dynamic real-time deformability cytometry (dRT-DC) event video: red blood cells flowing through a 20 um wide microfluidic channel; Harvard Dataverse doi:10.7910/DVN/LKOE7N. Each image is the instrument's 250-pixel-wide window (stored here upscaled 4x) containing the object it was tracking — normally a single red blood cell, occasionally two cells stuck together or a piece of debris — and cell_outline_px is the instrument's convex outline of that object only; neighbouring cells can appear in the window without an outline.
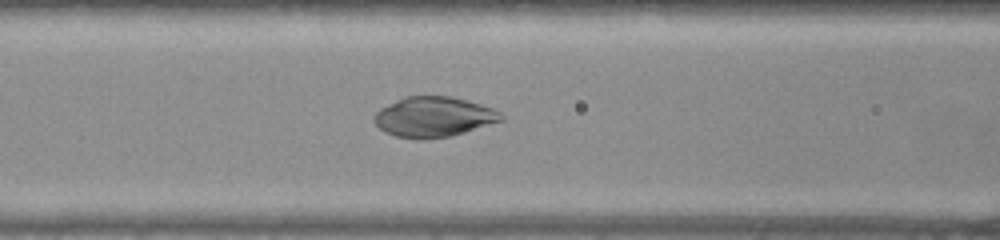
{"species": "common noctule bat (a hibernating species)", "species_latin": "Nyctalus noctula", "temperature_condition": "warm", "stored_images_in_passage": 52, "camera_frame_rate_fps": 3000, "um_per_image_px": 0.085, "animal": {"sex": "female", "body_mass_g": 22.0, "forearm_length_mm": 56.7}, "frame": {"image": 1, "passage_image": 21, "time_ms": 6.667, "image_size_px": [1000, 240], "cell_outline_px": [[504, 120], [464, 132], [448, 136], [420, 140], [416, 140], [396, 136], [384, 132], [372, 120], [372, 116], [380, 108], [408, 96], [448, 96], [480, 104], [492, 108], [500, 112], [504, 116]], "centroid_in_image_um": [36.84, 9.95], "position_along_channel_um": 129.8, "area_um2": 29.54}}
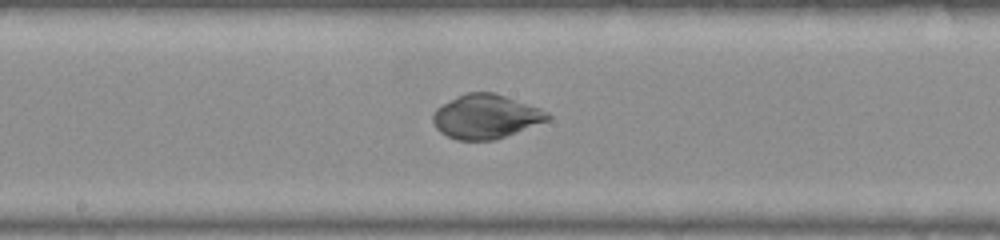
{"frame": {"image": 2, "passage_image": 27, "time_ms": 8.667, "image_size_px": [1000, 240], "cell_outline_px": [[552, 116], [548, 120], [496, 140], [456, 140], [440, 132], [432, 124], [432, 116], [436, 108], [468, 92], [492, 92], [540, 108], [548, 112]], "centroid_in_image_um": [41.28, 9.93], "position_along_channel_um": 206.9, "area_um2": 29.19}}
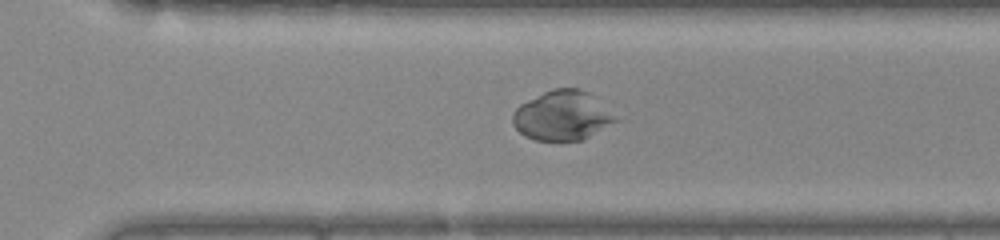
{"frame": {"image": 3, "passage_image": 36, "time_ms": 11.667, "image_size_px": [1000, 240], "cell_outline_px": [[620, 120], [584, 140], [536, 140], [524, 136], [512, 124], [512, 112], [520, 104], [544, 92], [556, 88], [580, 88], [588, 92]], "centroid_in_image_um": [47.78, 9.84], "position_along_channel_um": 322.8, "area_um2": 29.59}}